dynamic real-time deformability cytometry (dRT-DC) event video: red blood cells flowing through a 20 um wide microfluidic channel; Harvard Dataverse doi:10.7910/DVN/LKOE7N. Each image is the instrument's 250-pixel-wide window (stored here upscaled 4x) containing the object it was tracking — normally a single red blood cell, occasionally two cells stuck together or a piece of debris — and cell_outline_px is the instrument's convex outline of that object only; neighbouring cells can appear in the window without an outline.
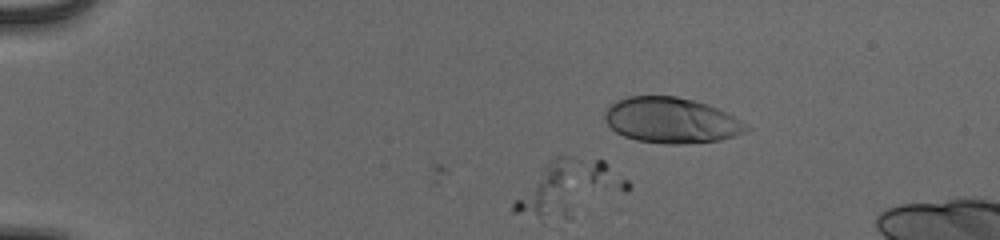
{"species": "human", "species_latin": "Homo sapiens", "temperature_condition": "cold", "stored_images_in_passage": 2, "camera_frame_rate_fps": 3000, "um_per_image_px": 0.085, "donor": {"sex": "male"}, "frame": {"image": 1, "passage_image": 1, "time_ms": 0.0, "image_size_px": [1000, 240], "cell_outline_px": [[604, 172], [572, 216], [568, 220], [544, 224], [512, 212], [512, 204], [544, 164], [548, 160], [556, 156], [572, 156], [604, 160]], "centroid_in_image_um": [47.48, 16.05], "position_along_channel_um": 37.5, "area_um2": 29.13}}